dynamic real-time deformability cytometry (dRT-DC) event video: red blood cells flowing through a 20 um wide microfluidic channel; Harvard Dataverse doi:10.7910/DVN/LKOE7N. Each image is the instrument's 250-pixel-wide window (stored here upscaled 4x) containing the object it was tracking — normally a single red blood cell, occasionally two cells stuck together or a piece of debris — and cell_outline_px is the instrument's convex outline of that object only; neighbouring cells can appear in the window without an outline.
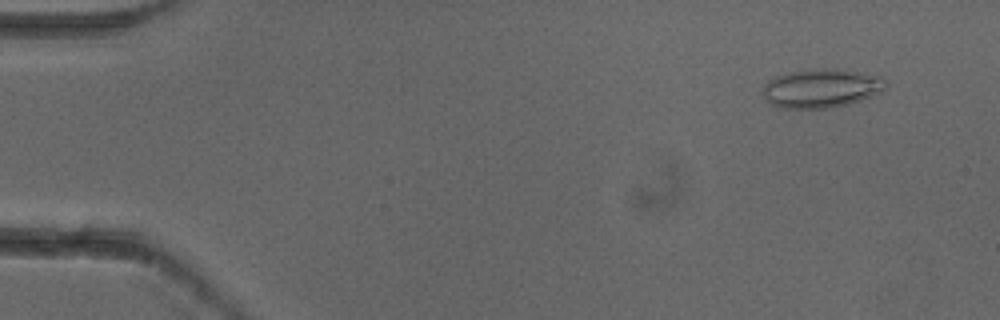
{"species": "common noctule bat (a hibernating species)", "species_latin": "Nyctalus noctula", "temperature_condition": "cold", "stored_images_in_passage": 5, "camera_frame_rate_fps": 3000, "um_per_image_px": 0.085, "animal": {"sex": "female"}, "frame": {"image": 1, "passage_image": 5, "time_ms": 1.333, "image_size_px": [1000, 320], "cell_outline_px": [[888, 84], [880, 92], [860, 100], [848, 104], [828, 108], [776, 108], [764, 96], [764, 84], [768, 80], [776, 76], [788, 72], [828, 68], [864, 72], [880, 76], [888, 80]], "centroid_in_image_um": [69.84, 7.5], "position_along_channel_um": 15.2, "area_um2": 27.74}}